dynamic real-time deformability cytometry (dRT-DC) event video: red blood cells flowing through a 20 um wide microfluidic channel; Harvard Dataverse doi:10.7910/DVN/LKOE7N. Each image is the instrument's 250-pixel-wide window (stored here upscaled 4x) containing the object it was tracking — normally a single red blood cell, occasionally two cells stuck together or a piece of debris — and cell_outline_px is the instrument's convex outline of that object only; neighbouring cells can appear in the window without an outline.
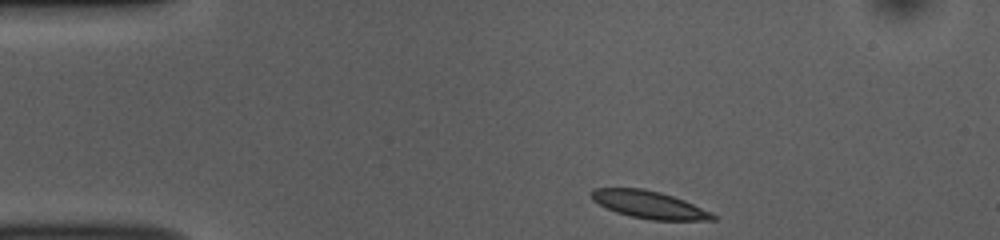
{"species": "common noctule bat (a hibernating species)", "species_latin": "Nyctalus noctula", "temperature_condition": "room temperature", "stored_images_in_passage": 45, "camera_frame_rate_fps": 3000, "um_per_image_px": 0.085, "animal": {"sex": "female", "body_mass_g": 10.0, "forearm_length_mm": 53.1}, "frame": {"image": 1, "passage_image": 1, "time_ms": 0.0, "image_size_px": [1000, 240], "cell_outline_px": [[720, 216], [716, 220], [652, 220], [632, 216], [616, 212], [592, 200], [588, 192], [596, 188], [644, 188], [660, 192], [684, 200], [712, 212]], "centroid_in_image_um": [55.21, 17.39], "position_along_channel_um": 29.8, "area_um2": 19.48}}
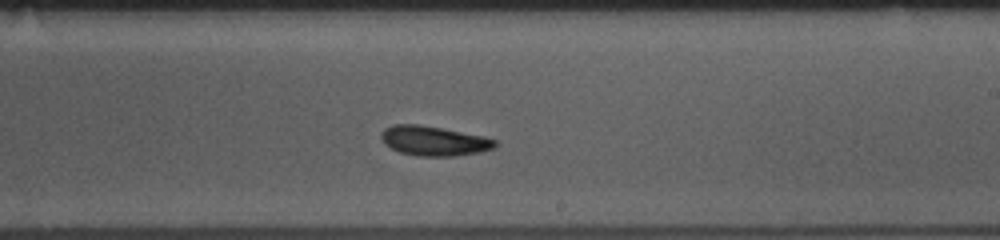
{"frame": {"image": 2, "passage_image": 23, "time_ms": 7.333, "image_size_px": [1000, 240], "cell_outline_px": [[496, 148], [480, 152], [452, 156], [416, 156], [400, 152], [384, 144], [380, 136], [384, 128], [392, 124], [416, 124], [440, 128], [484, 136], [496, 140]], "centroid_in_image_um": [36.87, 11.98], "position_along_channel_um": 252.1, "area_um2": 19.65}}
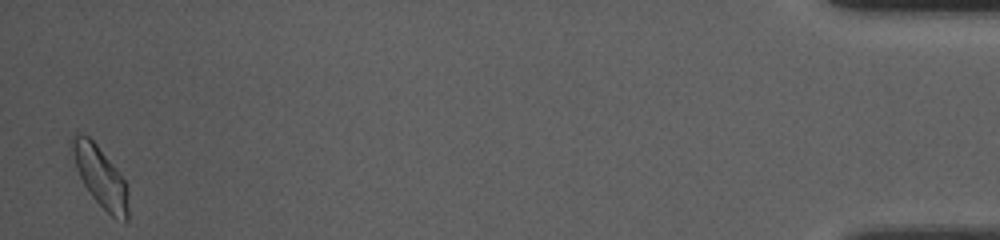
{"frame": {"image": 3, "passage_image": 44, "time_ms": 14.333, "image_size_px": [1000, 240], "cell_outline_px": [[128, 220], [124, 224], [112, 216], [92, 196], [84, 184], [76, 168], [68, 144], [68, 140], [76, 128], [88, 136], [96, 144], [112, 164], [124, 180], [128, 188]], "centroid_in_image_um": [8.47, 14.94], "position_along_channel_um": 426.7, "area_um2": 20.11}, "authors_computed_cell_mechanics": {"area_um2": 19.363, "velocity_mm_per_s": 3.7395, "shape_relaxation_time_tau1_ms": 3.7348, "shape_relaxation_time_tau2_ms": 2.1674, "deformation_change_tau1": 0.1259, "deformation_change_tau2": 0.0674}}